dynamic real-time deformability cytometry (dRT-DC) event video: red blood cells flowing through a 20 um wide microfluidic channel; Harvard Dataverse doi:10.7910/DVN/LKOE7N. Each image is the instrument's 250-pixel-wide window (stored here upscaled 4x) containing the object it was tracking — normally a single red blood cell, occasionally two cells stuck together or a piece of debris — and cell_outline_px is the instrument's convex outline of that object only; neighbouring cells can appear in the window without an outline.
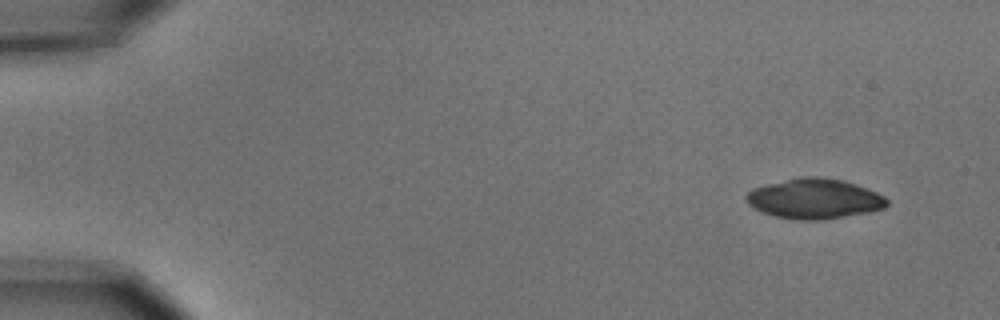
{"species": "common noctule bat (a hibernating species)", "species_latin": "Nyctalus noctula", "temperature_condition": "cold", "stored_images_in_passage": 3, "camera_frame_rate_fps": 3000, "um_per_image_px": 0.085, "animal": {"sex": "male", "body_mass_g": 15.6}, "frame": {"image": 1, "passage_image": 1, "time_ms": 0.0, "image_size_px": [1000, 320], "cell_outline_px": [[888, 204], [884, 208], [872, 212], [824, 220], [796, 220], [776, 216], [760, 212], [748, 204], [744, 196], [748, 192], [756, 188], [768, 184], [800, 176], [816, 176], [844, 180], [876, 192], [884, 196], [888, 200]], "centroid_in_image_um": [69.24, 16.9], "position_along_channel_um": 15.8, "area_um2": 33.0}}